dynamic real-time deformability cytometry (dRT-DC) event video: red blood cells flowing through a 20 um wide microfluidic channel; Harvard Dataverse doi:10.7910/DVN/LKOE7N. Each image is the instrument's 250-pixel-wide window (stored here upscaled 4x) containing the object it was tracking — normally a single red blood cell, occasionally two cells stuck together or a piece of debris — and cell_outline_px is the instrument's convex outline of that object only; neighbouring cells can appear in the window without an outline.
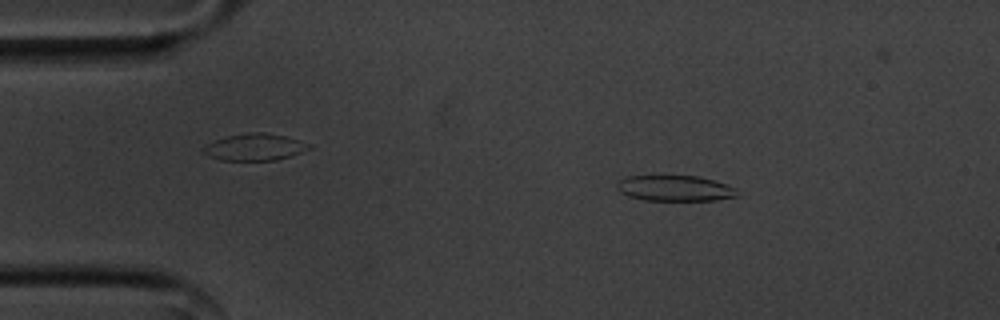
{"species": "common noctule bat (a hibernating species)", "species_latin": "Nyctalus noctula", "temperature_condition": "cold", "stored_images_in_passage": 50, "camera_frame_rate_fps": 3000, "um_per_image_px": 0.085, "animal": {"sex": "male", "body_mass_g": 20.1, "forearm_length_mm": 53.5}, "frame": {"image": 1, "passage_image": 4, "time_ms": 1.0, "image_size_px": [1000, 320], "cell_outline_px": [[736, 196], [716, 200], [644, 200], [628, 196], [620, 192], [616, 184], [624, 176], [700, 176], [736, 188]], "centroid_in_image_um": [57.32, 16.0], "position_along_channel_um": 27.7, "area_um2": 17.8}}
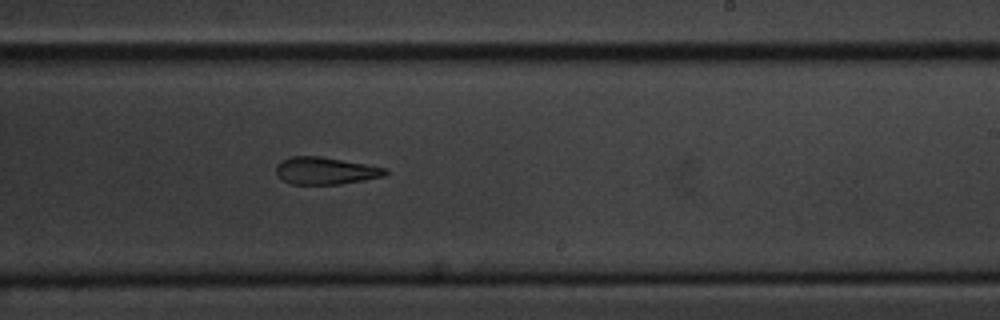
{"frame": {"image": 2, "passage_image": 28, "time_ms": 9.0, "image_size_px": [1000, 320], "cell_outline_px": [[388, 172], [384, 176], [364, 180], [340, 184], [292, 184], [284, 180], [276, 172], [276, 168], [280, 160], [292, 156], [320, 156], [368, 164], [388, 168]], "centroid_in_image_um": [27.7, 14.5], "position_along_channel_um": 261.3, "area_um2": 17.34}}
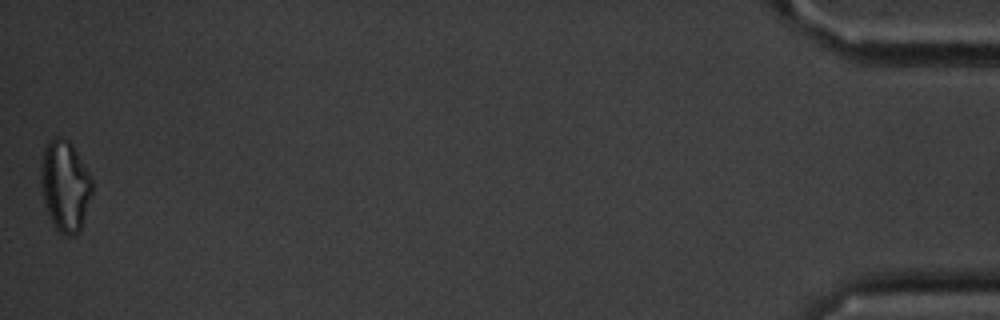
{"frame": {"image": 3, "passage_image": 50, "time_ms": 16.333, "image_size_px": [1000, 320], "cell_outline_px": [[92, 196], [80, 228], [76, 236], [68, 236], [60, 232], [56, 228], [44, 204], [40, 184], [40, 160], [44, 148], [52, 136], [60, 136], [68, 140], [72, 144], [88, 172], [92, 180]], "centroid_in_image_um": [5.5, 15.76], "position_along_channel_um": 429.7, "area_um2": 27.28}, "authors_computed_cell_mechanics": {"area_um2": 18.7561, "velocity_mm_per_s": 3.5845, "shape_relaxation_time_tau1_ms": 7.3697, "shape_relaxation_time_tau2_ms": 3.9357, "deformation_change_tau1": 0.1599, "deformation_change_tau2": 0.1381}}